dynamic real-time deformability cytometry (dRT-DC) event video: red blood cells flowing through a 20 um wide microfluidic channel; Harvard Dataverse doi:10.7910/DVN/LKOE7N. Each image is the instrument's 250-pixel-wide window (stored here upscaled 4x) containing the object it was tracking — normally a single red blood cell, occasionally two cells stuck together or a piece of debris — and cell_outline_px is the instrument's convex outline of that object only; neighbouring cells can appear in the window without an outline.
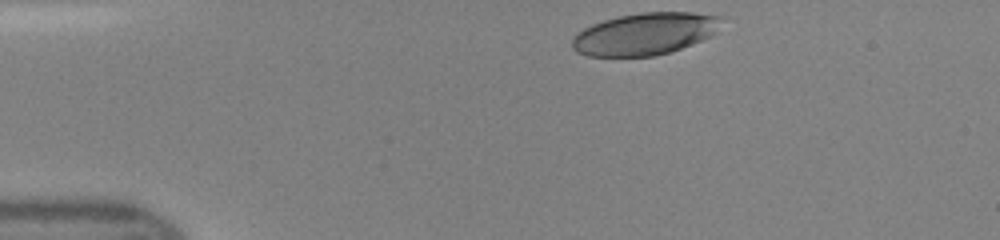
{"species": "human", "species_latin": "Homo sapiens", "temperature_condition": "room temperature", "stored_images_in_passage": 39, "camera_frame_rate_fps": 3000, "um_per_image_px": 0.085, "donor": {"sex": "female"}, "frame": {"image": 1, "passage_image": 1, "time_ms": 0.0, "image_size_px": [1000, 240], "cell_outline_px": [[720, 16], [712, 36], [680, 48], [668, 52], [652, 56], [588, 56], [576, 52], [572, 48], [572, 40], [584, 28], [592, 24], [604, 20], [620, 16], [640, 12], [692, 12]], "centroid_in_image_um": [54.76, 2.88], "position_along_channel_um": 30.2, "area_um2": 36.01}}
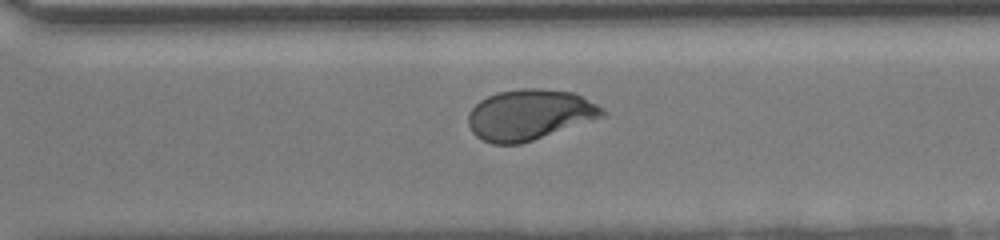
{"frame": {"image": 2, "passage_image": 26, "time_ms": 8.333, "image_size_px": [1000, 240], "cell_outline_px": [[608, 116], [520, 144], [492, 144], [476, 136], [472, 132], [468, 124], [468, 116], [472, 108], [480, 100], [496, 92], [520, 88], [540, 88], [572, 92], [604, 108], [608, 112]], "centroid_in_image_um": [45.04, 9.75], "position_along_channel_um": 325.6, "area_um2": 39.77}}
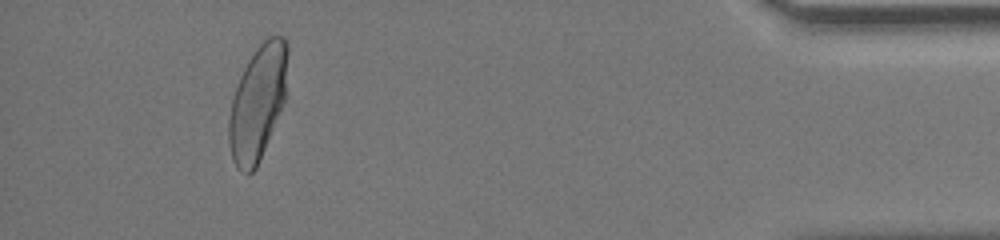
{"frame": {"image": 3, "passage_image": 36, "time_ms": 11.667, "image_size_px": [1000, 240], "cell_outline_px": [[288, 96], [260, 160], [256, 168], [248, 176], [236, 168], [232, 160], [228, 140], [228, 116], [232, 96], [236, 84], [248, 60], [256, 48], [268, 36], [284, 36], [288, 40]], "centroid_in_image_um": [21.93, 8.72], "position_along_channel_um": 413.3, "area_um2": 40.63}}